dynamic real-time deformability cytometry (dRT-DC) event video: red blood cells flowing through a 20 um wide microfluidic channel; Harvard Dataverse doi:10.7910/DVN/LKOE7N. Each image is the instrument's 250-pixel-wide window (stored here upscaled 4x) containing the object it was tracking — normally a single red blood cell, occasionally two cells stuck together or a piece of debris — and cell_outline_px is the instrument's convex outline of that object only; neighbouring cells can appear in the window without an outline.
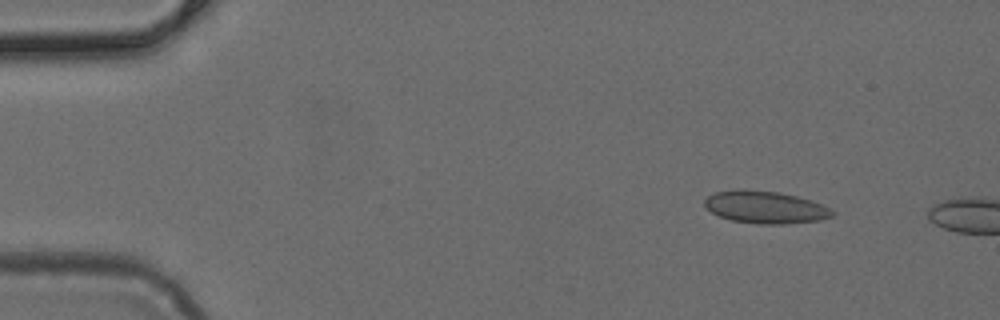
{"species": "common noctule bat (a hibernating species)", "species_latin": "Nyctalus noctula", "temperature_condition": "cold", "stored_images_in_passage": 3, "camera_frame_rate_fps": 3000, "um_per_image_px": 0.085, "animal": {"sex": "female", "body_mass_g": 24.6, "forearm_length_mm": 56.2}, "frame": {"image": 1, "passage_image": 2, "time_ms": 0.333, "image_size_px": [1000, 320], "cell_outline_px": [[836, 212], [832, 216], [820, 220], [784, 224], [756, 224], [732, 220], [720, 216], [712, 212], [704, 204], [704, 200], [708, 196], [716, 192], [780, 192], [812, 200]], "centroid_in_image_um": [65.11, 17.66], "position_along_channel_um": 19.9, "area_um2": 23.18}}